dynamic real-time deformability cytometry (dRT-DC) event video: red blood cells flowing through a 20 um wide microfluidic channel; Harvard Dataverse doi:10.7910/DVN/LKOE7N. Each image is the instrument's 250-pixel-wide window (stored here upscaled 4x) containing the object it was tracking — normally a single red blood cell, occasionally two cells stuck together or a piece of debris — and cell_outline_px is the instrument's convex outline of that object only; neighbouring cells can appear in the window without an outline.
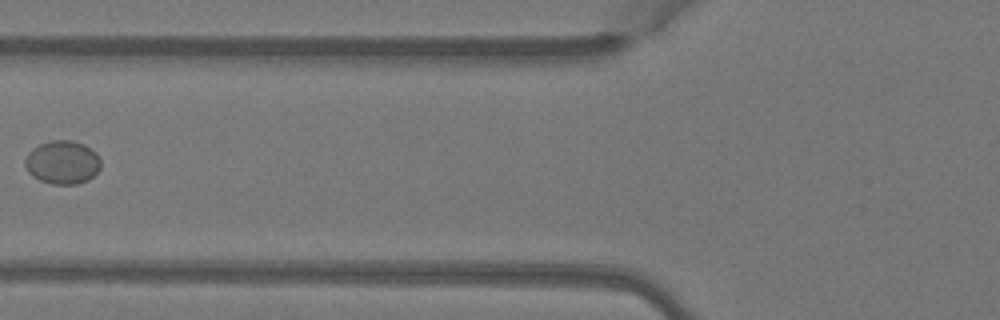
{"species": "Egyptian fruit bat (a non-hibernating species)", "species_latin": "Rousettus aegyptiacus", "temperature_condition": "warm", "stored_images_in_passage": 6, "camera_frame_rate_fps": 3000, "um_per_image_px": 0.085, "animal": {"sex": "female"}, "frame": {"image": 1, "passage_image": 6, "time_ms": 1.667, "image_size_px": [1000, 320], "cell_outline_px": [[100, 168], [88, 180], [76, 184], [52, 184], [40, 180], [32, 176], [28, 172], [24, 164], [24, 160], [28, 152], [32, 148], [40, 144], [52, 140], [72, 140], [84, 144], [96, 152], [100, 160]], "centroid_in_image_um": [5.29, 13.79], "position_along_channel_um": 120.5, "area_um2": 19.25}}